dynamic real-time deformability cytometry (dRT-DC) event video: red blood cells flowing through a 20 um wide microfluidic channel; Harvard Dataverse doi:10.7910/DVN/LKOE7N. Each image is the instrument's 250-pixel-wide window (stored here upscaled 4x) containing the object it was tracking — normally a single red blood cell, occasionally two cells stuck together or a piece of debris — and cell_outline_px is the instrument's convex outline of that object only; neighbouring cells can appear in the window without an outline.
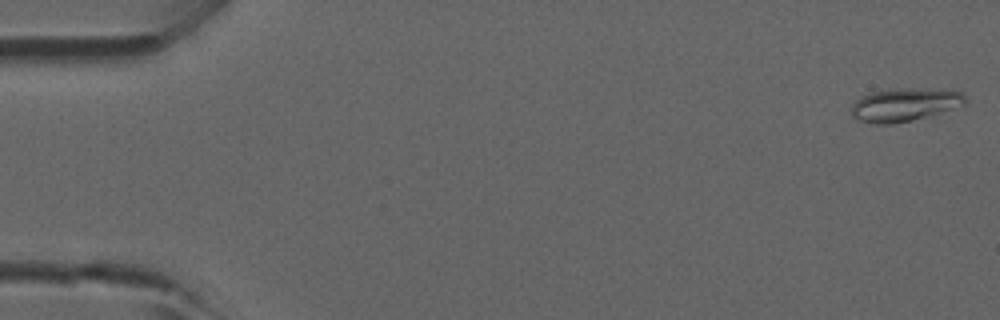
{"species": "common noctule bat (a hibernating species)", "species_latin": "Nyctalus noctula", "temperature_condition": "room temperature", "stored_images_in_passage": 46, "camera_frame_rate_fps": 3000, "um_per_image_px": 0.085, "animal": {"sex": "male", "forearm_length_mm": 52.5}, "frame": {"image": 1, "passage_image": 1, "time_ms": 0.0, "image_size_px": [1000, 320], "cell_outline_px": [[968, 100], [964, 104], [928, 116], [912, 120], [892, 124], [876, 124], [860, 120], [852, 116], [852, 104], [860, 96], [872, 92], [892, 88], [912, 88], [964, 92]], "centroid_in_image_um": [76.87, 8.89], "position_along_channel_um": 8.1, "area_um2": 21.85}}
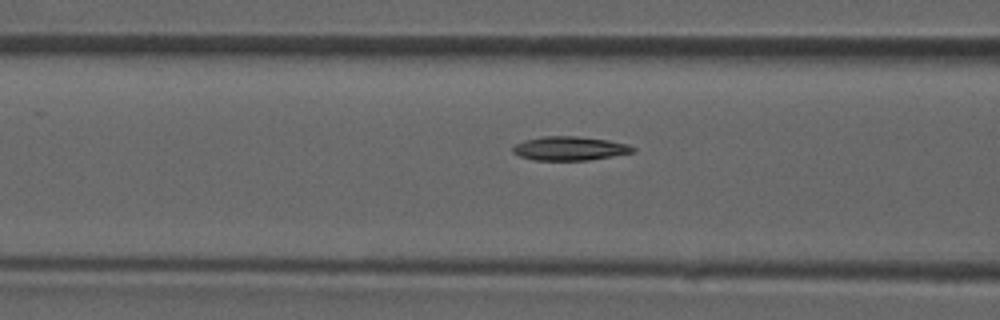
{"frame": {"image": 2, "passage_image": 18, "time_ms": 5.667, "image_size_px": [1000, 320], "cell_outline_px": [[636, 152], [588, 160], [532, 160], [520, 156], [512, 152], [512, 148], [516, 144], [524, 140], [544, 136], [576, 136], [608, 140], [628, 144], [636, 148]], "centroid_in_image_um": [48.44, 12.62], "position_along_channel_um": 118.2, "area_um2": 16.76}}
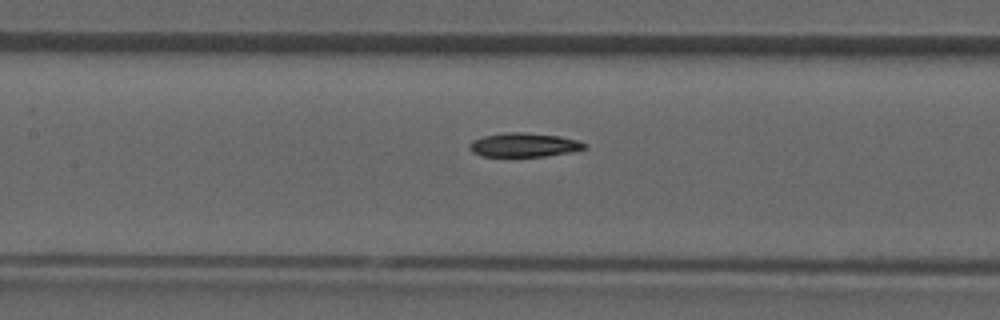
{"frame": {"image": 3, "passage_image": 21, "time_ms": 6.667, "image_size_px": [1000, 320], "cell_outline_px": [[588, 148], [572, 152], [544, 156], [480, 156], [472, 152], [468, 148], [468, 144], [472, 140], [484, 136], [504, 132], [524, 132], [560, 136], [580, 140], [588, 144]], "centroid_in_image_um": [44.56, 12.31], "position_along_channel_um": 162.8, "area_um2": 16.36}}